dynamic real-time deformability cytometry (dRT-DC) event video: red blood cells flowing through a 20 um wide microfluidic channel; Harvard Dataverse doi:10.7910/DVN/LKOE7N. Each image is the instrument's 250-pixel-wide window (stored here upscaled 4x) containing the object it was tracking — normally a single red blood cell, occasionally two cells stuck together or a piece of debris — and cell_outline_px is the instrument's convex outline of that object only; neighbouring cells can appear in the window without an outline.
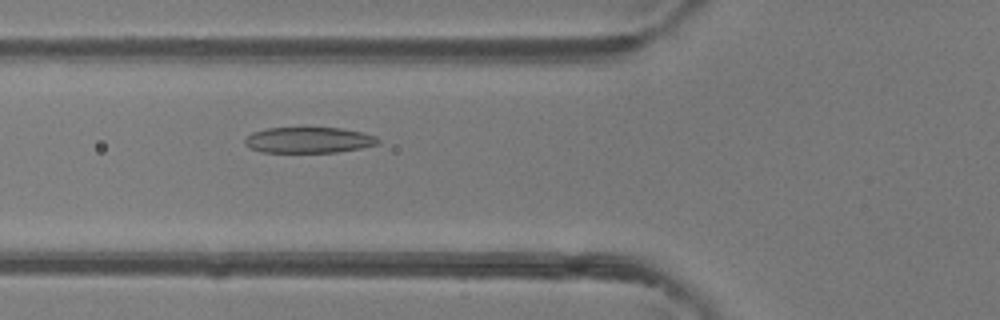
{"species": "common noctule bat (a hibernating species)", "species_latin": "Nyctalus noctula", "temperature_condition": "room temperature", "stored_images_in_passage": 46, "camera_frame_rate_fps": 3000, "um_per_image_px": 0.085, "animal": {"sex": "female"}, "frame": {"image": 1, "passage_image": 18, "time_ms": 5.667, "image_size_px": [1000, 320], "cell_outline_px": [[380, 144], [360, 148], [336, 152], [260, 152], [244, 144], [244, 140], [252, 132], [268, 128], [340, 128], [364, 132], [376, 136], [380, 140]], "centroid_in_image_um": [26.27, 11.9], "position_along_channel_um": 99.5, "area_um2": 20.06}}
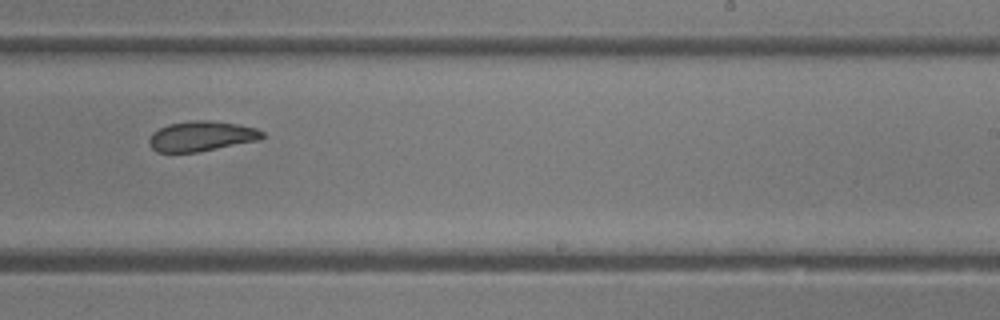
{"frame": {"image": 2, "passage_image": 30, "time_ms": 9.667, "image_size_px": [1000, 320], "cell_outline_px": [[264, 136], [260, 140], [196, 152], [156, 152], [148, 144], [148, 140], [152, 132], [168, 124], [192, 120], [208, 120], [236, 124], [256, 128], [264, 132]], "centroid_in_image_um": [17.1, 11.57], "position_along_channel_um": 271.9, "area_um2": 19.83}}
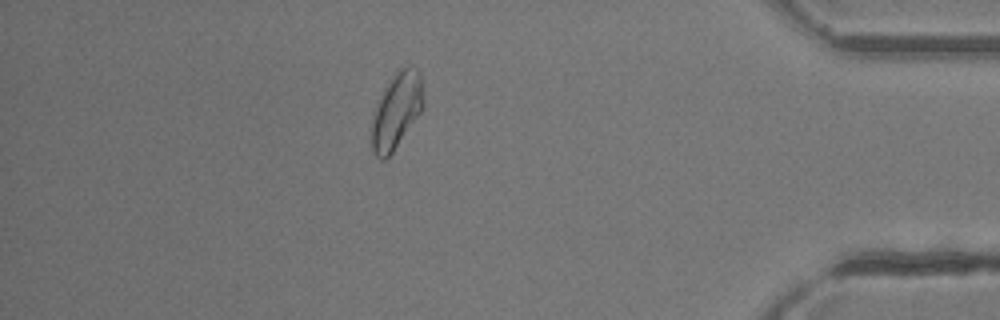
{"frame": {"image": 3, "passage_image": 42, "time_ms": 13.667, "image_size_px": [1000, 320], "cell_outline_px": [[420, 112], [392, 152], [384, 160], [380, 160], [372, 152], [372, 116], [388, 80], [396, 68], [408, 64], [412, 64], [420, 72]], "centroid_in_image_um": [33.65, 9.36], "position_along_channel_um": 401.6, "area_um2": 22.25}, "authors_computed_cell_mechanics": {"area_um2": 21.6461, "velocity_mm_per_s": 4.3033, "shape_relaxation_time_tau1_ms": 9.4647, "shape_relaxation_time_tau2_ms": 2.436, "deformation_change_tau1": 0.247, "deformation_change_tau2": 0.093}}